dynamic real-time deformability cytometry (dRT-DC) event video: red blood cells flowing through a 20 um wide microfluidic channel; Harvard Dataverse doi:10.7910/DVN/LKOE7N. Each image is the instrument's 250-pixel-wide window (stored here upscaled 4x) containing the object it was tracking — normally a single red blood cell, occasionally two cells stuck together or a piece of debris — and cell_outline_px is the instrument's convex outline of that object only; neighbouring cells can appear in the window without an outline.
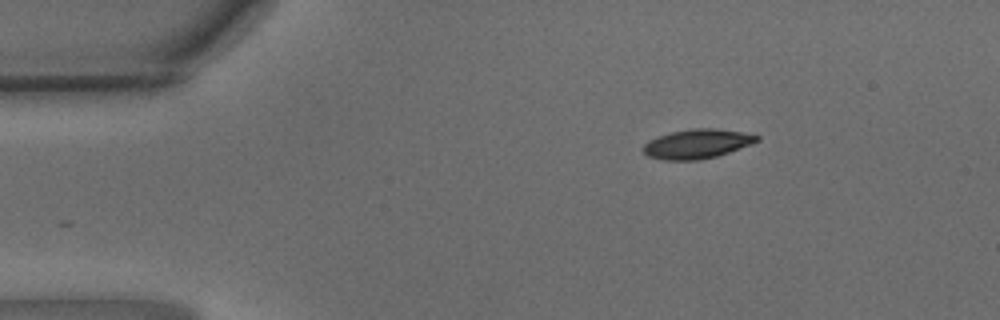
{"species": "common noctule bat (a hibernating species)", "species_latin": "Nyctalus noctula", "temperature_condition": "warm", "stored_images_in_passage": 43, "camera_frame_rate_fps": 3000, "um_per_image_px": 0.085, "animal": {"sex": "male", "body_mass_g": 15.6}, "frame": {"image": 1, "passage_image": 1, "time_ms": 0.0, "image_size_px": [1000, 320], "cell_outline_px": [[760, 140], [752, 144], [716, 156], [700, 160], [664, 160], [648, 156], [644, 152], [644, 144], [648, 140], [656, 136], [672, 132], [692, 128], [716, 128], [740, 132], [760, 136]], "centroid_in_image_um": [59.24, 12.22], "position_along_channel_um": 25.8, "area_um2": 19.36}}
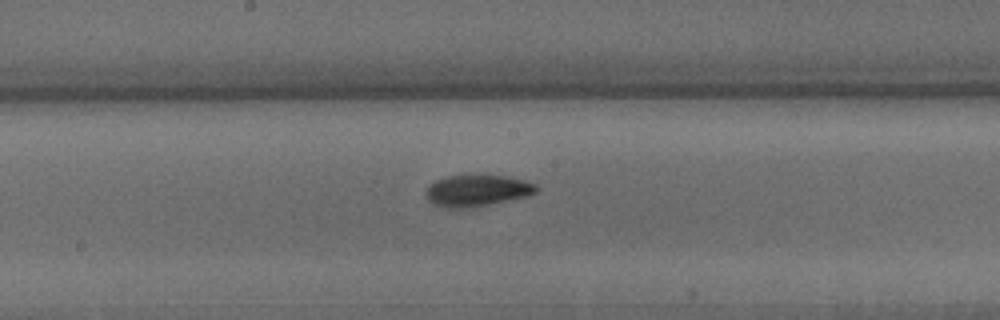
{"frame": {"image": 2, "passage_image": 19, "time_ms": 6.0, "image_size_px": [1000, 320], "cell_outline_px": [[540, 188], [536, 192], [528, 196], [488, 204], [464, 208], [448, 208], [436, 204], [428, 200], [424, 192], [428, 184], [436, 180], [448, 176], [508, 176], [524, 180], [536, 184]], "centroid_in_image_um": [40.55, 16.19], "position_along_channel_um": 207.6, "area_um2": 20.06}}
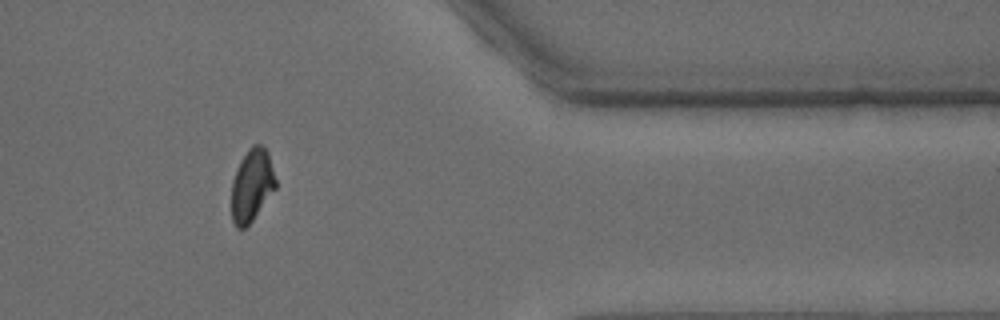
{"frame": {"image": 3, "passage_image": 34, "time_ms": 11.0, "image_size_px": [1000, 320], "cell_outline_px": [[276, 188], [252, 220], [244, 228], [236, 228], [232, 220], [232, 180], [236, 168], [240, 160], [248, 148], [252, 144], [260, 144], [268, 152], [276, 180]], "centroid_in_image_um": [21.4, 15.72], "position_along_channel_um": 390.0, "area_um2": 18.61}, "authors_computed_cell_mechanics": {"area_um2": 19.5364, "velocity_mm_per_s": 4.0792, "shape_relaxation_time_tau1_ms": 3.2417, "shape_relaxation_time_tau2_ms": 3.5081, "deformation_change_tau1": 0.1512, "deformation_change_tau2": 0.0919}}